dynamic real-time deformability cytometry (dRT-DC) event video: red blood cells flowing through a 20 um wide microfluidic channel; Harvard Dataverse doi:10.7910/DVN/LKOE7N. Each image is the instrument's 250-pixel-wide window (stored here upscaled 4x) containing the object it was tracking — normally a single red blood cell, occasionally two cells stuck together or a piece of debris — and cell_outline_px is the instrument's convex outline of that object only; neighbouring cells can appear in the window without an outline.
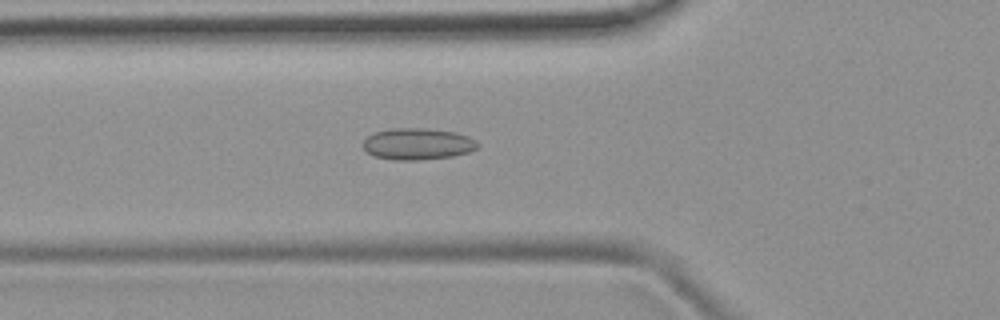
{"species": "common noctule bat (a hibernating species)", "species_latin": "Nyctalus noctula", "temperature_condition": "room temperature", "stored_images_in_passage": 43, "camera_frame_rate_fps": 3000, "um_per_image_px": 0.085, "animal": {"sex": "female", "body_mass_g": 19.9}, "frame": {"image": 1, "passage_image": 10, "time_ms": 3.0, "image_size_px": [1000, 320], "cell_outline_px": [[480, 144], [476, 148], [468, 152], [452, 156], [416, 160], [396, 160], [376, 156], [368, 152], [364, 148], [364, 140], [368, 136], [376, 132], [392, 128], [424, 128], [456, 132], [468, 136], [476, 140]], "centroid_in_image_um": [35.53, 12.22], "position_along_channel_um": 90.3, "area_um2": 20.87}}
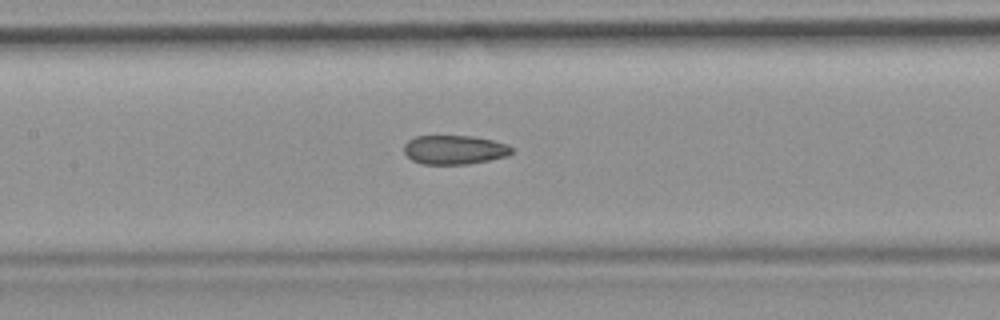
{"frame": {"image": 2, "passage_image": 16, "time_ms": 5.0, "image_size_px": [1000, 320], "cell_outline_px": [[512, 152], [508, 156], [468, 164], [424, 164], [412, 160], [404, 152], [404, 144], [408, 140], [416, 136], [472, 136], [492, 140], [508, 144], [512, 148]], "centroid_in_image_um": [38.63, 12.73], "position_along_channel_um": 168.8, "area_um2": 18.21}}
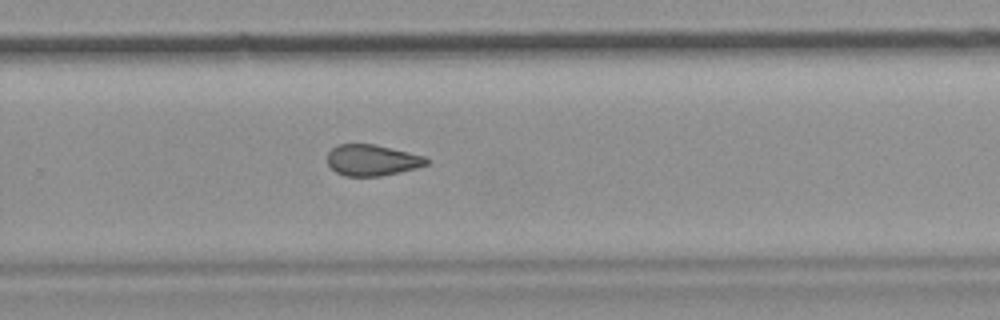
{"frame": {"image": 3, "passage_image": 26, "time_ms": 8.333, "image_size_px": [1000, 320], "cell_outline_px": [[428, 164], [416, 168], [400, 172], [380, 176], [344, 176], [336, 172], [328, 164], [328, 152], [332, 148], [340, 144], [372, 144], [424, 156], [428, 160]], "centroid_in_image_um": [31.61, 13.62], "position_along_channel_um": 298.2, "area_um2": 17.74}, "authors_computed_cell_mechanics": {"area_um2": 18.9584, "velocity_mm_per_s": 3.9001, "shape_relaxation_time_tau1_ms": null, "shape_relaxation_time_tau2_ms": 2.9496, "deformation_change_tau1": null, "deformation_change_tau2": 0.0904}}